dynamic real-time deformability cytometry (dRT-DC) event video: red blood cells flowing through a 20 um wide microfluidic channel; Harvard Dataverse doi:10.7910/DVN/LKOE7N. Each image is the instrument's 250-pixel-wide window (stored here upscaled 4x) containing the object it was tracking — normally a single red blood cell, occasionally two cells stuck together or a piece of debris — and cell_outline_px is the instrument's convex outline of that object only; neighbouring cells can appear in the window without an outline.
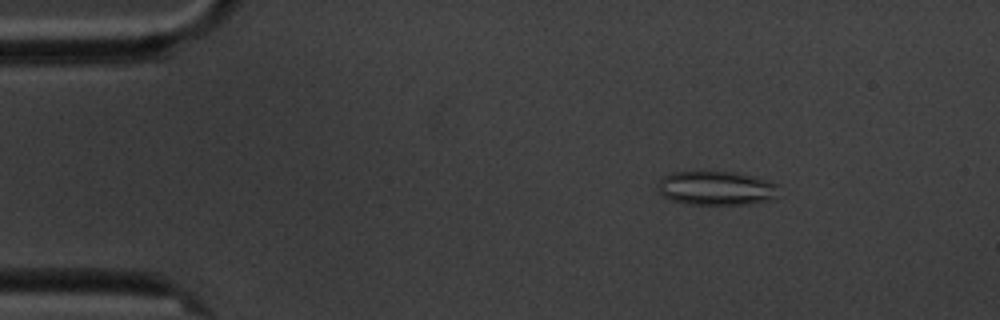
{"species": "common noctule bat (a hibernating species)", "species_latin": "Nyctalus noctula", "temperature_condition": "cold", "stored_images_in_passage": 9, "camera_frame_rate_fps": 3000, "um_per_image_px": 0.085, "animal": {"sex": "male", "body_mass_g": 20.1, "forearm_length_mm": 53.5}, "frame": {"image": 1, "passage_image": 3, "time_ms": 2.333, "image_size_px": [1000, 320], "cell_outline_px": [[780, 184], [776, 196], [768, 200], [748, 204], [688, 204], [672, 200], [664, 196], [660, 192], [656, 184], [664, 176], [672, 172], [736, 172], [768, 180]], "centroid_in_image_um": [60.9, 15.99], "position_along_channel_um": 24.1, "area_um2": 23.93}}
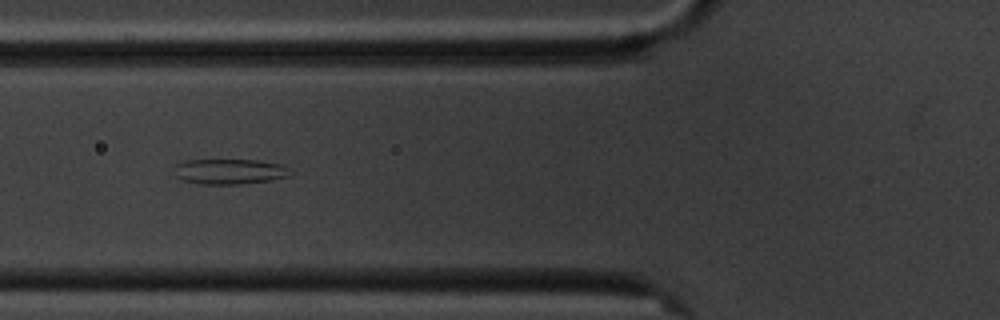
{"frame": {"image": 2, "passage_image": 6, "time_ms": 6.667, "image_size_px": [1000, 320], "cell_outline_px": [[288, 176], [268, 180], [240, 184], [200, 184], [184, 180], [176, 176], [176, 164], [184, 160], [260, 160], [284, 164], [288, 168]], "centroid_in_image_um": [19.51, 14.56], "position_along_channel_um": 106.3, "area_um2": 16.94}}